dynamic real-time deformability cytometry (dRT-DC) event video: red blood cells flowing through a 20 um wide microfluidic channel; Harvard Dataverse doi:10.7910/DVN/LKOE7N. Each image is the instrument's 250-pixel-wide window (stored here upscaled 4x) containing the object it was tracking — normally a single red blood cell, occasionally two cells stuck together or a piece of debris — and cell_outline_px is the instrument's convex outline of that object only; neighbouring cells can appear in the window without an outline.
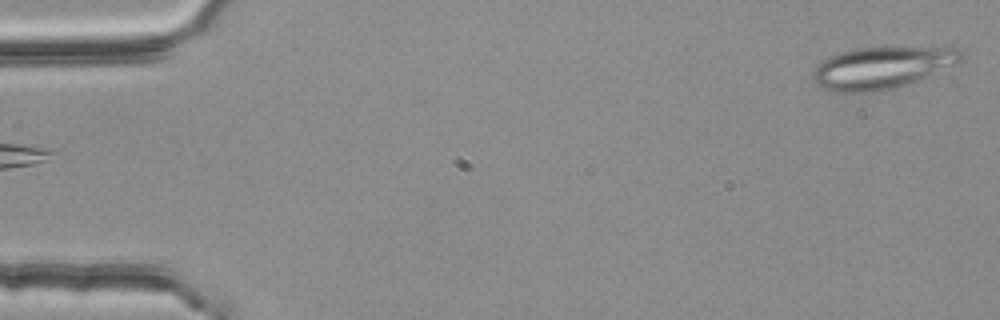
{"species": "common noctule bat (a hibernating species)", "species_latin": "Nyctalus noctula", "temperature_condition": "room temperature", "stored_images_in_passage": 3, "camera_frame_rate_fps": 3000, "um_per_image_px": 0.085, "animal": {"sex": "female", "body_mass_g": 25.1}, "frame": {"image": 1, "passage_image": 3, "time_ms": 0.667, "image_size_px": [1000, 320], "cell_outline_px": [[968, 56], [960, 64], [896, 88], [880, 92], [836, 92], [824, 88], [812, 76], [812, 72], [828, 56], [840, 52], [856, 48], [964, 48]], "centroid_in_image_um": [75.09, 5.75], "position_along_channel_um": 9.9, "area_um2": 36.36}}